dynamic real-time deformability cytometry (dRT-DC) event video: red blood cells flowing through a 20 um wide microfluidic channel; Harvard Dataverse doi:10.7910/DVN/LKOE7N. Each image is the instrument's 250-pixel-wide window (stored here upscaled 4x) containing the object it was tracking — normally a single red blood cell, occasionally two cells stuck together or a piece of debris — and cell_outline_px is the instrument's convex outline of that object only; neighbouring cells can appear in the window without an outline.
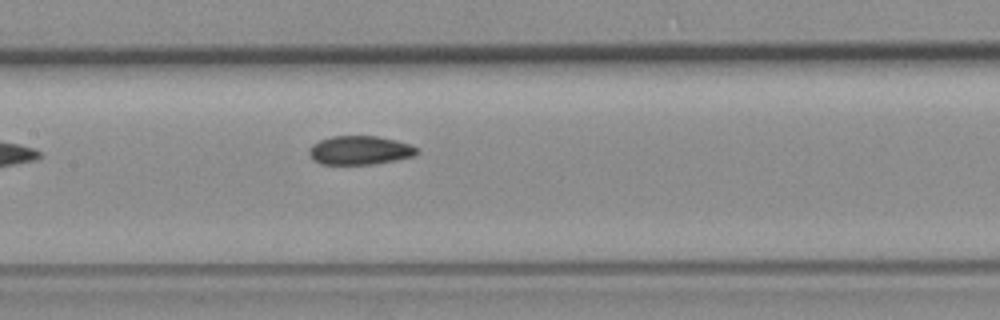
{"species": "common noctule bat (a hibernating species)", "species_latin": "Nyctalus noctula", "temperature_condition": "room temperature", "stored_images_in_passage": 8, "camera_frame_rate_fps": 3000, "um_per_image_px": 0.085, "animal": {"sex": "female", "body_mass_g": 19.3, "forearm_length_mm": 54.1}, "frame": {"image": 1, "passage_image": 7, "time_ms": 7.333, "image_size_px": [1000, 320], "cell_outline_px": [[416, 156], [396, 160], [372, 164], [320, 164], [312, 160], [308, 152], [308, 148], [312, 144], [320, 140], [332, 136], [376, 136], [396, 140], [412, 144], [416, 148]], "centroid_in_image_um": [30.56, 12.77], "position_along_channel_um": 176.8, "area_um2": 18.21}}